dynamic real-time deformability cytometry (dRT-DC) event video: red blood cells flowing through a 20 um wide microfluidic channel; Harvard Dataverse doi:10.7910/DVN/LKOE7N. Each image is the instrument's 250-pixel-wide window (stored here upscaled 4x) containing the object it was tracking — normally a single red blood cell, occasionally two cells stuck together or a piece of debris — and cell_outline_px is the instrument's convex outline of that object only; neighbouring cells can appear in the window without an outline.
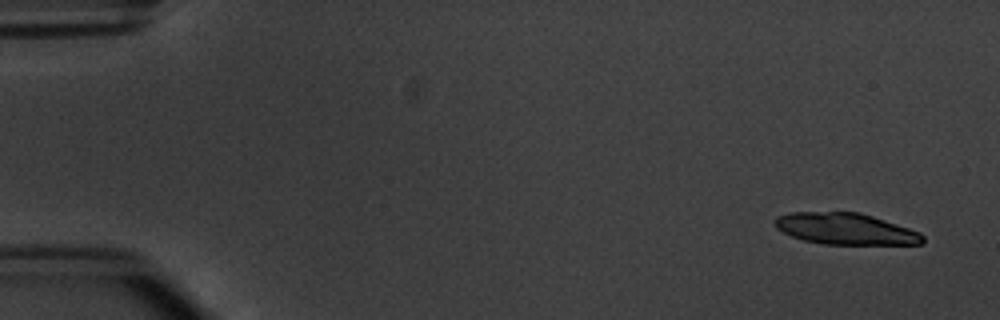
{"species": "common noctule bat (a hibernating species)", "species_latin": "Nyctalus noctula", "temperature_condition": "warm", "stored_images_in_passage": 4, "camera_frame_rate_fps": 3000, "um_per_image_px": 0.085, "animal": {"sex": "male", "body_mass_g": 20.1, "forearm_length_mm": 53.5}, "frame": {"image": 1, "passage_image": 1, "time_ms": 0.0, "image_size_px": [1000, 320], "cell_outline_px": [[924, 244], [824, 244], [804, 240], [792, 236], [776, 228], [772, 220], [776, 216], [788, 212], [860, 212], [920, 232], [924, 236]], "centroid_in_image_um": [71.84, 19.44], "position_along_channel_um": 13.2, "area_um2": 27.05}}